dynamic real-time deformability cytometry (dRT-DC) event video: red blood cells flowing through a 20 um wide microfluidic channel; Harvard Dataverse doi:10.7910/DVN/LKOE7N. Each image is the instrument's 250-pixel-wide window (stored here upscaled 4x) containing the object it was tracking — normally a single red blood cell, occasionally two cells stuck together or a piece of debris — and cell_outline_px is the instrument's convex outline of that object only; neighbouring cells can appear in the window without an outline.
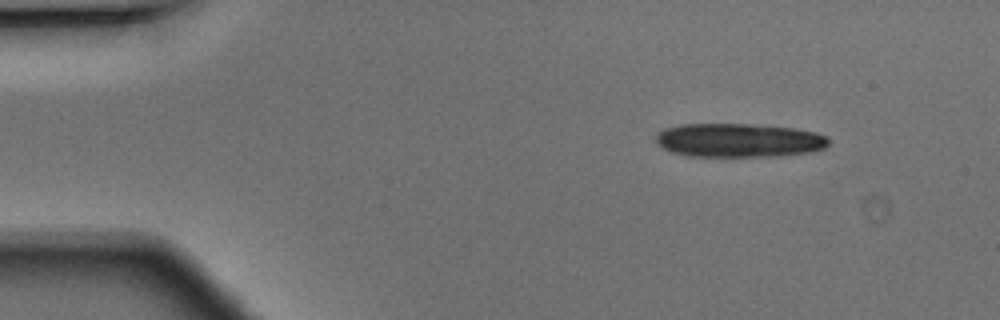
{"species": "Egyptian fruit bat (a non-hibernating species)", "species_latin": "Rousettus aegyptiacus", "temperature_condition": "warm", "stored_images_in_passage": 28, "segment_of_instrument_passage": [1, 2], "camera_frame_rate_fps": 3000, "um_per_image_px": 0.085, "animal": {"sex": "male"}, "frame": {"image": 1, "passage_image": 1, "time_ms": 0.0, "image_size_px": [1000, 320], "cell_outline_px": [[828, 144], [824, 148], [808, 152], [780, 156], [688, 156], [672, 152], [656, 144], [656, 136], [664, 128], [680, 124], [748, 124], [796, 128], [816, 132], [824, 136], [828, 140]], "centroid_in_image_um": [62.78, 11.92], "position_along_channel_um": 22.2, "area_um2": 33.99}}